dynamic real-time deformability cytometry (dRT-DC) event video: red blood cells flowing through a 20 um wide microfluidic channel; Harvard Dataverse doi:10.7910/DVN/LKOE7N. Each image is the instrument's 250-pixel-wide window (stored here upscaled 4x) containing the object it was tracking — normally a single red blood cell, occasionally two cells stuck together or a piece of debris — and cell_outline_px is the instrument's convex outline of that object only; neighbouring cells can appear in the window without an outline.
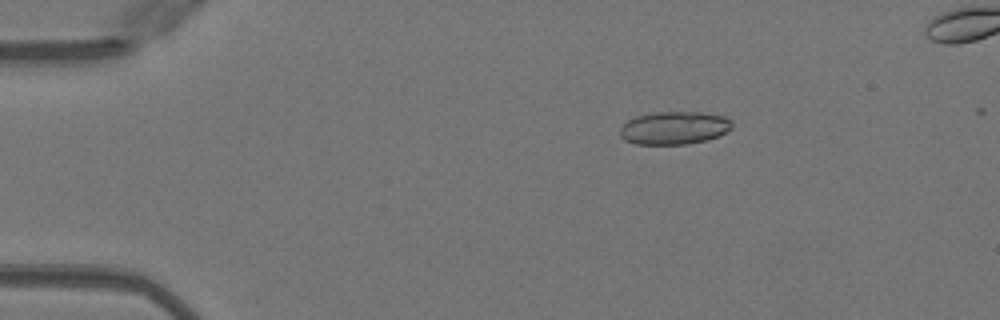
{"species": "Egyptian fruit bat (a non-hibernating species)", "species_latin": "Rousettus aegyptiacus", "temperature_condition": "warm", "stored_images_in_passage": 34, "camera_frame_rate_fps": 3000, "um_per_image_px": 0.085, "animal": {"sex": "female"}, "frame": {"image": 1, "passage_image": 1, "time_ms": 0.0, "image_size_px": [1000, 320], "cell_outline_px": [[732, 128], [720, 136], [708, 140], [688, 144], [636, 144], [624, 140], [620, 136], [620, 128], [628, 120], [636, 116], [656, 112], [700, 112], [724, 116], [732, 120]], "centroid_in_image_um": [57.33, 10.88], "position_along_channel_um": 27.7, "area_um2": 21.68}}
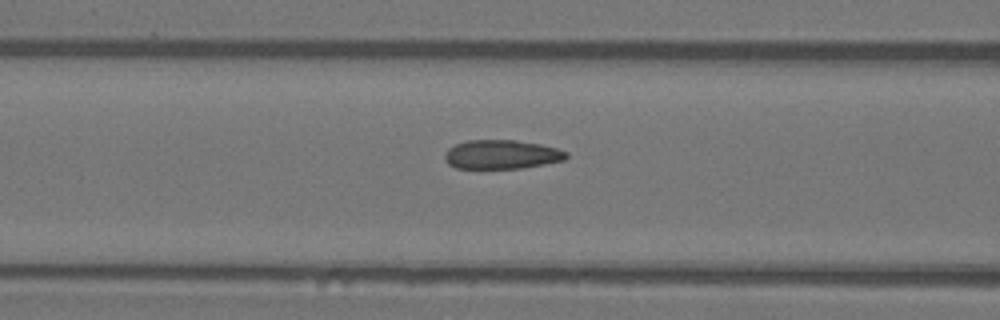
{"frame": {"image": 2, "passage_image": 13, "time_ms": 4.0, "image_size_px": [1000, 320], "cell_outline_px": [[568, 156], [564, 160], [524, 168], [456, 168], [448, 164], [444, 160], [444, 156], [448, 148], [456, 144], [468, 140], [516, 140], [540, 144], [556, 148], [568, 152]], "centroid_in_image_um": [42.63, 13.13], "position_along_channel_um": 124.0, "area_um2": 20.58}}
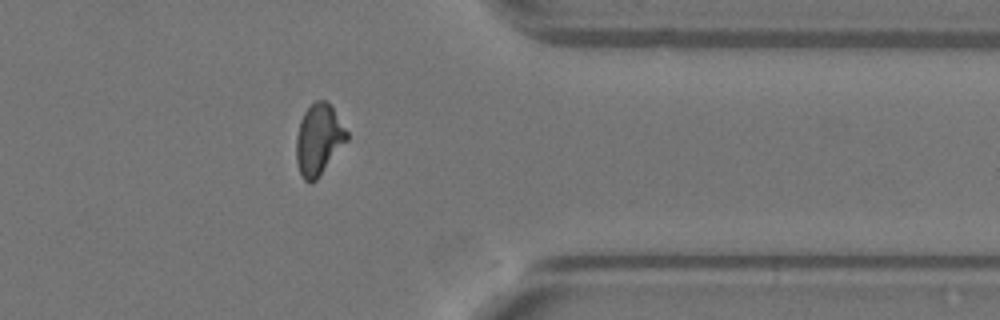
{"frame": {"image": 3, "passage_image": 33, "time_ms": 10.667, "image_size_px": [1000, 320], "cell_outline_px": [[348, 140], [316, 180], [312, 184], [308, 184], [304, 180], [300, 172], [296, 160], [296, 136], [300, 120], [304, 112], [316, 100], [324, 100], [332, 104], [348, 132]], "centroid_in_image_um": [27.1, 11.85], "position_along_channel_um": 384.3, "area_um2": 21.15}}